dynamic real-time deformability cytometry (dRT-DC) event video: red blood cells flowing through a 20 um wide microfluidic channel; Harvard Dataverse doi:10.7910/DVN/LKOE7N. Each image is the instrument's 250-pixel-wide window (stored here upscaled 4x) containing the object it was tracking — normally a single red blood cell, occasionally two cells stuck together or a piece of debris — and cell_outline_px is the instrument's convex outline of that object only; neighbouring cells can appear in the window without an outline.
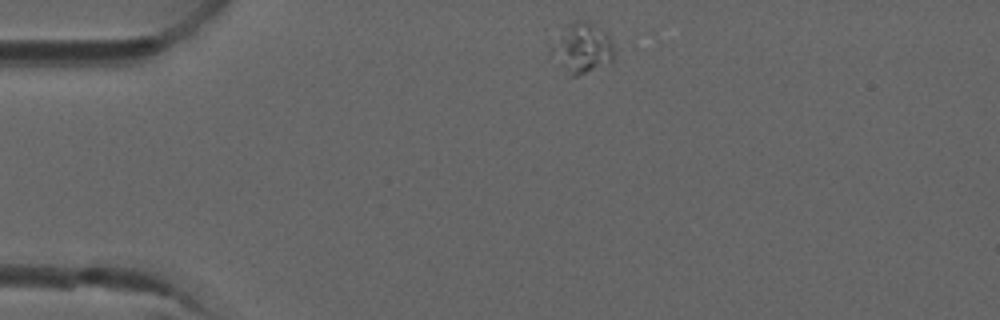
{"species": "common noctule bat (a hibernating species)", "species_latin": "Nyctalus noctula", "temperature_condition": "room temperature", "stored_images_in_passage": 3, "camera_frame_rate_fps": 3000, "um_per_image_px": 0.085, "animal": {"sex": "male", "forearm_length_mm": 52.5}, "frame": {"image": 1, "passage_image": 1, "time_ms": 0.0, "image_size_px": [1000, 320], "cell_outline_px": [[616, 52], [612, 60], [608, 64], [576, 76], [572, 76], [548, 56], [552, 48], [568, 24], [576, 20], [588, 20], [604, 28], [608, 32], [612, 40]], "centroid_in_image_um": [49.55, 4.07], "position_along_channel_um": 35.5, "area_um2": 18.55}}
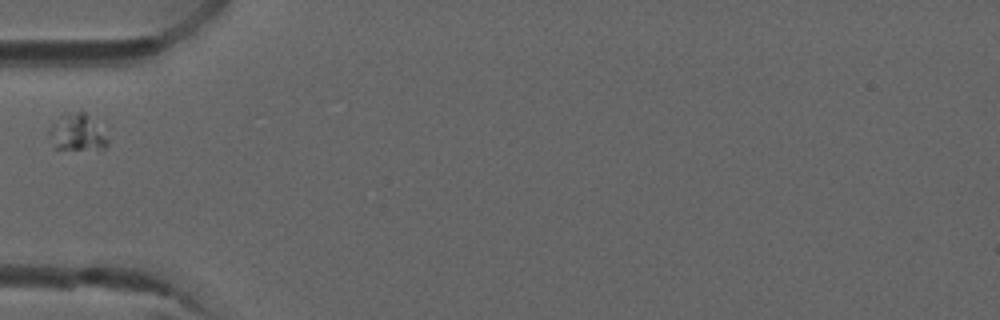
{"frame": {"image": 2, "passage_image": 3, "time_ms": 0.667, "image_size_px": [1000, 320], "cell_outline_px": [[108, 144], [104, 148], [52, 148], [48, 132], [52, 124], [64, 112], [84, 112], [108, 140]], "centroid_in_image_um": [6.46, 11.26], "position_along_channel_um": 78.5, "area_um2": 11.91}}